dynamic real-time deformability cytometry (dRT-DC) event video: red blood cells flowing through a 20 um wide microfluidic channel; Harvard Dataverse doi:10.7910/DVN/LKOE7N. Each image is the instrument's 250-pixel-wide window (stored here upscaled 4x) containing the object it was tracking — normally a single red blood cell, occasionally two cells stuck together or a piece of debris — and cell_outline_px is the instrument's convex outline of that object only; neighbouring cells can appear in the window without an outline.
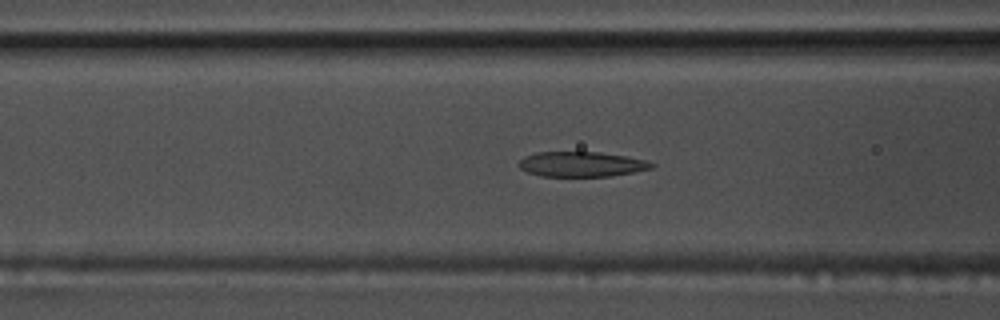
{"species": "common noctule bat (a hibernating species)", "species_latin": "Nyctalus noctula", "temperature_condition": "warm", "stored_images_in_passage": 54, "camera_frame_rate_fps": 3000, "um_per_image_px": 0.085, "animal": {"sex": "male", "body_mass_g": 17.5, "forearm_length_mm": 52.3}, "frame": {"image": 1, "passage_image": 20, "time_ms": 6.333, "image_size_px": [1000, 320], "cell_outline_px": [[656, 164], [652, 168], [636, 172], [612, 176], [540, 176], [528, 172], [520, 168], [516, 164], [524, 156], [536, 152], [600, 152], [624, 156], [644, 160]], "centroid_in_image_um": [49.41, 13.96], "position_along_channel_um": 117.2, "area_um2": 19.42}}
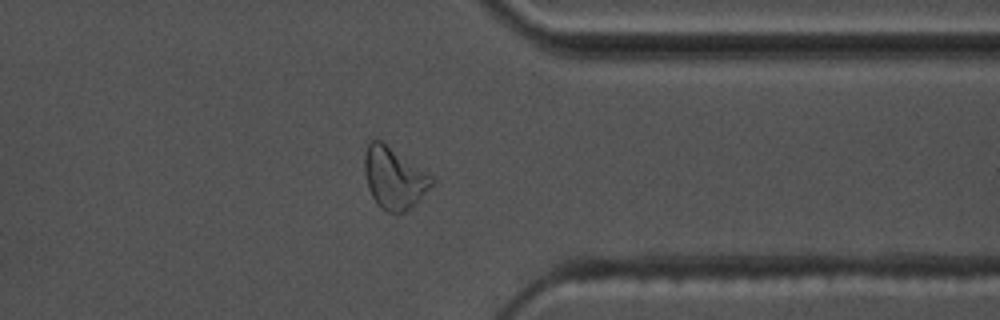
{"frame": {"image": 2, "passage_image": 42, "time_ms": 13.667, "image_size_px": [1000, 320], "cell_outline_px": [[436, 180], [416, 204], [404, 212], [388, 212], [380, 208], [372, 196], [368, 188], [364, 172], [364, 152], [368, 140], [380, 140], [432, 176]], "centroid_in_image_um": [33.47, 15.13], "position_along_channel_um": 377.9, "area_um2": 23.99}}
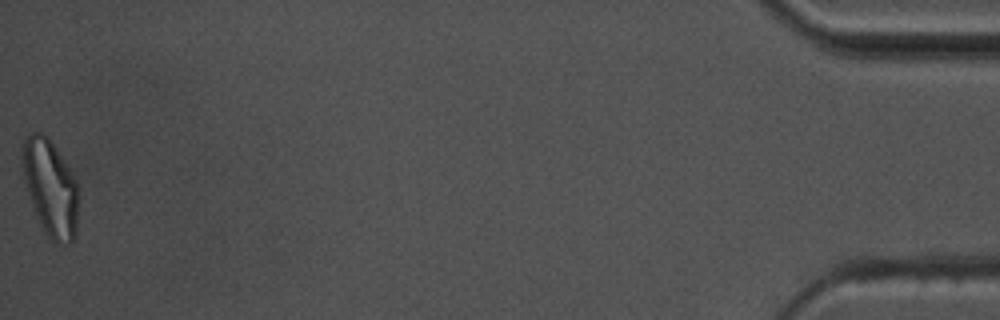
{"frame": {"image": 3, "passage_image": 54, "time_ms": 17.667, "image_size_px": [1000, 320], "cell_outline_px": [[76, 232], [72, 244], [52, 244], [44, 232], [40, 224], [32, 204], [24, 180], [20, 160], [20, 148], [24, 140], [32, 132], [40, 132], [48, 136], [56, 148], [76, 180]], "centroid_in_image_um": [4.24, 15.97], "position_along_channel_um": 431.0, "area_um2": 31.56}, "authors_computed_cell_mechanics": {"area_um2": 21.097, "velocity_mm_per_s": 3.6365, "shape_relaxation_time_tau1_ms": 6.6318, "shape_relaxation_time_tau2_ms": 3.0145, "deformation_change_tau1": 0.2104, "deformation_change_tau2": 0.1213}}